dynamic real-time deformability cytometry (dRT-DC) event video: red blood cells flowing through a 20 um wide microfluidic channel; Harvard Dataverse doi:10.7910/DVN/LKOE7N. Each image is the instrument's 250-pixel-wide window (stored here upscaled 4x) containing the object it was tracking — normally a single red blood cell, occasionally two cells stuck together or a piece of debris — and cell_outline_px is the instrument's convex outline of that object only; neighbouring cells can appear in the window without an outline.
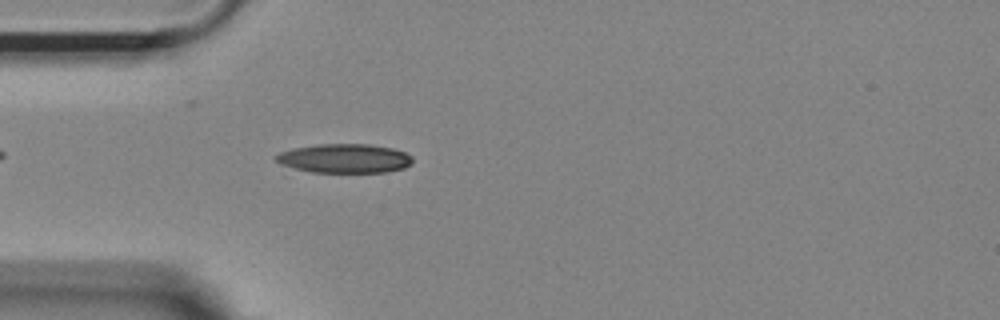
{"species": "Egyptian fruit bat (a non-hibernating species)", "species_latin": "Rousettus aegyptiacus", "temperature_condition": "room temperature", "stored_images_in_passage": 12, "camera_frame_rate_fps": 3000, "um_per_image_px": 0.085, "animal": {"sex": "female"}, "frame": {"image": 1, "passage_image": 5, "time_ms": 1.333, "image_size_px": [1000, 320], "cell_outline_px": [[412, 164], [404, 168], [384, 172], [312, 172], [280, 164], [276, 160], [276, 156], [280, 152], [292, 148], [316, 144], [368, 144], [392, 148], [404, 152], [412, 156]], "centroid_in_image_um": [29.3, 13.46], "position_along_channel_um": 55.7, "area_um2": 23.06}}
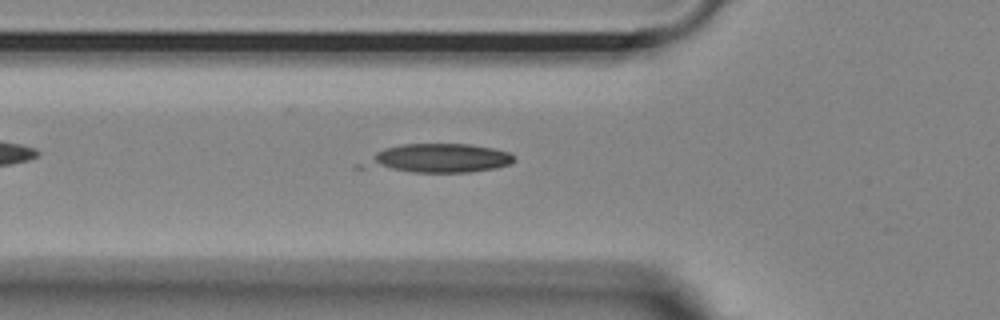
{"frame": {"image": 2, "passage_image": 8, "time_ms": 2.333, "image_size_px": [1000, 320], "cell_outline_px": [[516, 160], [508, 164], [496, 168], [468, 172], [412, 172], [356, 168], [356, 164], [376, 152], [384, 148], [400, 144], [468, 144], [492, 148], [508, 152]], "centroid_in_image_um": [37.09, 13.47], "position_along_channel_um": 88.7, "area_um2": 25.72}}
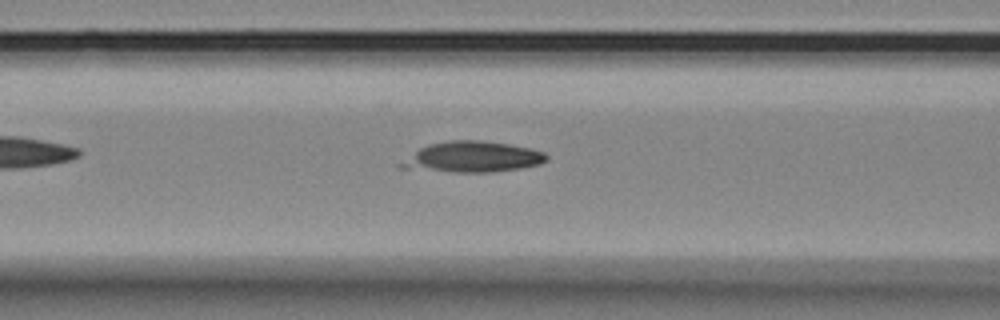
{"frame": {"image": 3, "passage_image": 11, "time_ms": 3.333, "image_size_px": [1000, 320], "cell_outline_px": [[548, 160], [540, 164], [520, 168], [492, 172], [452, 172], [400, 168], [396, 164], [420, 148], [428, 144], [448, 140], [480, 140], [508, 144], [532, 148], [544, 152], [548, 156]], "centroid_in_image_um": [40.14, 13.34], "position_along_channel_um": 126.5, "area_um2": 26.24}}